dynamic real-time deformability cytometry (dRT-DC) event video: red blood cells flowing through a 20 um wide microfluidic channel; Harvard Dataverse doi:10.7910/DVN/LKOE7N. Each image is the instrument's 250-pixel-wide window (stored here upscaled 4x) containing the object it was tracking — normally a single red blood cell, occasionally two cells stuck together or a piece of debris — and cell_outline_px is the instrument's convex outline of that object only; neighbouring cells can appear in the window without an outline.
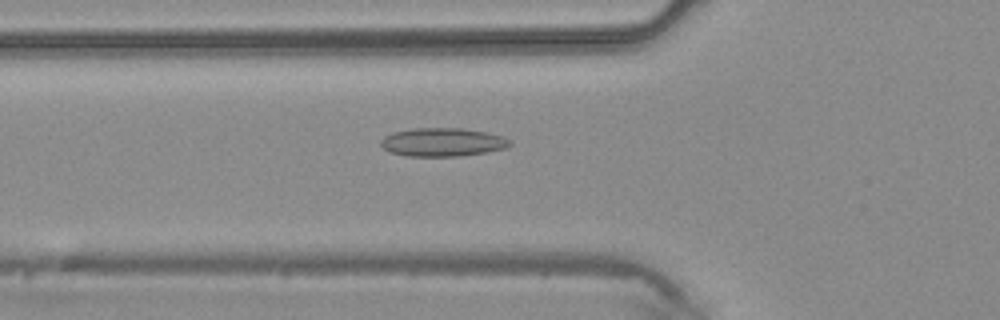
{"species": "common noctule bat (a hibernating species)", "species_latin": "Nyctalus noctula", "temperature_condition": "warm", "stored_images_in_passage": 36, "camera_frame_rate_fps": 3000, "um_per_image_px": 0.085, "animal": {"sex": "male", "body_mass_g": 20.4}, "frame": {"image": 1, "passage_image": 8, "time_ms": 2.333, "image_size_px": [1000, 320], "cell_outline_px": [[512, 144], [508, 148], [488, 152], [460, 156], [408, 156], [388, 152], [380, 144], [380, 140], [384, 136], [396, 132], [412, 128], [460, 128], [484, 132], [504, 136], [512, 140]], "centroid_in_image_um": [37.66, 12.09], "position_along_channel_um": 88.1, "area_um2": 21.56}}
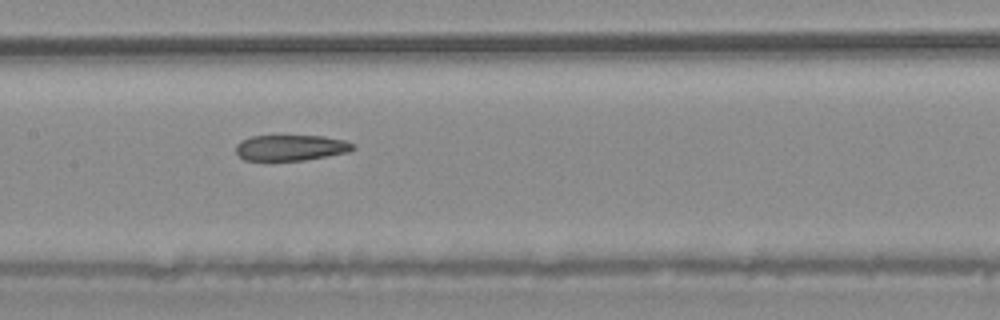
{"frame": {"image": 2, "passage_image": 14, "time_ms": 4.333, "image_size_px": [1000, 320], "cell_outline_px": [[356, 148], [348, 152], [328, 156], [304, 160], [244, 160], [236, 152], [236, 144], [240, 140], [252, 136], [324, 136], [344, 140], [356, 144]], "centroid_in_image_um": [24.74, 12.55], "position_along_channel_um": 182.7, "area_um2": 17.63}}
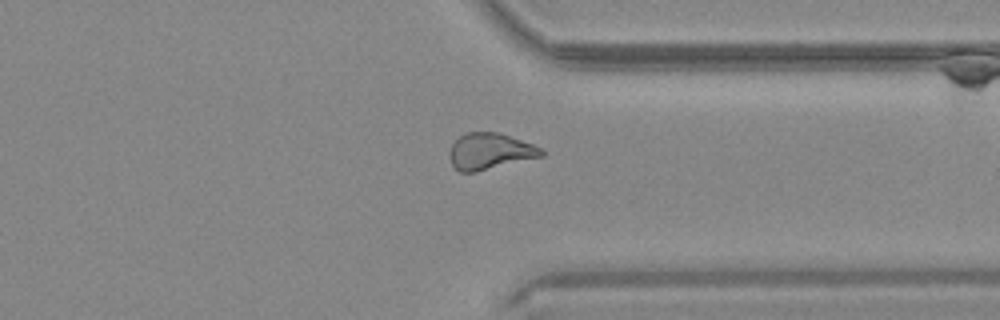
{"frame": {"image": 3, "passage_image": 26, "time_ms": 8.333, "image_size_px": [1000, 320], "cell_outline_px": [[544, 156], [476, 172], [460, 172], [452, 164], [448, 156], [448, 152], [452, 144], [460, 136], [468, 132], [500, 132], [532, 144], [540, 148], [544, 152]], "centroid_in_image_um": [41.63, 12.86], "position_along_channel_um": 369.8, "area_um2": 19.48}}